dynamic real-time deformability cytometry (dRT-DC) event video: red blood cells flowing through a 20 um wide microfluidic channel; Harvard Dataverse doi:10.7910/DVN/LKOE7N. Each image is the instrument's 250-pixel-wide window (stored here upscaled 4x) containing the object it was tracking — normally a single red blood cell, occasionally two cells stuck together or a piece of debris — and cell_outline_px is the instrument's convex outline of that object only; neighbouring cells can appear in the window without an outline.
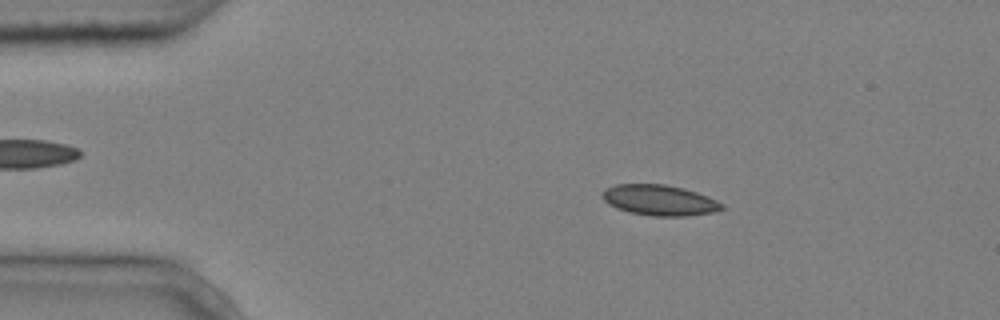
{"species": "common noctule bat (a hibernating species)", "species_latin": "Nyctalus noctula", "temperature_condition": "cold", "stored_images_in_passage": 7, "camera_frame_rate_fps": 3000, "um_per_image_px": 0.085, "animal": {"sex": "male", "body_mass_g": 20.4}, "frame": {"image": 1, "passage_image": 2, "time_ms": 0.333, "image_size_px": [1000, 320], "cell_outline_px": [[724, 208], [712, 212], [684, 216], [652, 216], [628, 212], [616, 208], [608, 204], [600, 196], [604, 188], [616, 184], [664, 184], [684, 188], [708, 196], [724, 204]], "centroid_in_image_um": [56.01, 17.01], "position_along_channel_um": 29.0, "area_um2": 21.44}}
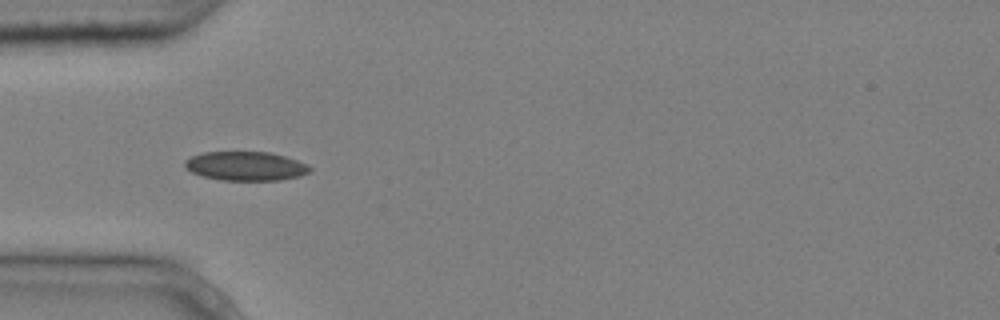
{"frame": {"image": 2, "passage_image": 4, "time_ms": 1.0, "image_size_px": [1000, 320], "cell_outline_px": [[312, 172], [300, 176], [280, 180], [220, 180], [204, 176], [192, 172], [184, 164], [184, 160], [192, 156], [204, 152], [268, 152], [284, 156], [308, 164], [312, 168]], "centroid_in_image_um": [20.93, 14.12], "position_along_channel_um": 64.1, "area_um2": 21.1}}